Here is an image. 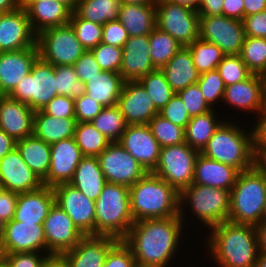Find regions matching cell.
<instances>
[{"instance_id": "cell-1", "label": "cell", "mask_w": 266, "mask_h": 267, "mask_svg": "<svg viewBox=\"0 0 266 267\" xmlns=\"http://www.w3.org/2000/svg\"><path fill=\"white\" fill-rule=\"evenodd\" d=\"M183 217L180 208V216L133 223L123 241L130 247L138 267L168 266L179 244Z\"/></svg>"}, {"instance_id": "cell-2", "label": "cell", "mask_w": 266, "mask_h": 267, "mask_svg": "<svg viewBox=\"0 0 266 267\" xmlns=\"http://www.w3.org/2000/svg\"><path fill=\"white\" fill-rule=\"evenodd\" d=\"M208 249L220 267H253L259 253L256 227L222 222L210 228Z\"/></svg>"}, {"instance_id": "cell-3", "label": "cell", "mask_w": 266, "mask_h": 267, "mask_svg": "<svg viewBox=\"0 0 266 267\" xmlns=\"http://www.w3.org/2000/svg\"><path fill=\"white\" fill-rule=\"evenodd\" d=\"M180 193L165 180L147 172L129 188L130 212L134 222L180 216Z\"/></svg>"}, {"instance_id": "cell-4", "label": "cell", "mask_w": 266, "mask_h": 267, "mask_svg": "<svg viewBox=\"0 0 266 267\" xmlns=\"http://www.w3.org/2000/svg\"><path fill=\"white\" fill-rule=\"evenodd\" d=\"M265 203L264 176L254 166L239 172L230 191L228 221L256 226L265 218Z\"/></svg>"}, {"instance_id": "cell-5", "label": "cell", "mask_w": 266, "mask_h": 267, "mask_svg": "<svg viewBox=\"0 0 266 267\" xmlns=\"http://www.w3.org/2000/svg\"><path fill=\"white\" fill-rule=\"evenodd\" d=\"M129 201V187L107 182L95 201L94 235L123 240L134 223Z\"/></svg>"}, {"instance_id": "cell-6", "label": "cell", "mask_w": 266, "mask_h": 267, "mask_svg": "<svg viewBox=\"0 0 266 267\" xmlns=\"http://www.w3.org/2000/svg\"><path fill=\"white\" fill-rule=\"evenodd\" d=\"M201 154L212 160L236 168L239 172L254 166L253 133L231 124L222 122L215 130Z\"/></svg>"}, {"instance_id": "cell-7", "label": "cell", "mask_w": 266, "mask_h": 267, "mask_svg": "<svg viewBox=\"0 0 266 267\" xmlns=\"http://www.w3.org/2000/svg\"><path fill=\"white\" fill-rule=\"evenodd\" d=\"M57 95L55 66L40 57L9 94L11 98L27 104L34 112L42 110Z\"/></svg>"}, {"instance_id": "cell-8", "label": "cell", "mask_w": 266, "mask_h": 267, "mask_svg": "<svg viewBox=\"0 0 266 267\" xmlns=\"http://www.w3.org/2000/svg\"><path fill=\"white\" fill-rule=\"evenodd\" d=\"M180 208L189 202L194 214L209 228L228 221L230 191L192 183L180 192ZM185 201V202H184Z\"/></svg>"}, {"instance_id": "cell-9", "label": "cell", "mask_w": 266, "mask_h": 267, "mask_svg": "<svg viewBox=\"0 0 266 267\" xmlns=\"http://www.w3.org/2000/svg\"><path fill=\"white\" fill-rule=\"evenodd\" d=\"M36 44L39 57L53 66L74 65L86 51L69 23L43 30Z\"/></svg>"}, {"instance_id": "cell-10", "label": "cell", "mask_w": 266, "mask_h": 267, "mask_svg": "<svg viewBox=\"0 0 266 267\" xmlns=\"http://www.w3.org/2000/svg\"><path fill=\"white\" fill-rule=\"evenodd\" d=\"M199 153L186 142L161 147L158 164L152 173L180 193L193 183L195 162Z\"/></svg>"}, {"instance_id": "cell-11", "label": "cell", "mask_w": 266, "mask_h": 267, "mask_svg": "<svg viewBox=\"0 0 266 267\" xmlns=\"http://www.w3.org/2000/svg\"><path fill=\"white\" fill-rule=\"evenodd\" d=\"M156 27L167 32L182 46L199 39V14L168 0H156Z\"/></svg>"}, {"instance_id": "cell-12", "label": "cell", "mask_w": 266, "mask_h": 267, "mask_svg": "<svg viewBox=\"0 0 266 267\" xmlns=\"http://www.w3.org/2000/svg\"><path fill=\"white\" fill-rule=\"evenodd\" d=\"M245 37L240 20L223 15L199 16V38L217 45L225 55H239Z\"/></svg>"}, {"instance_id": "cell-13", "label": "cell", "mask_w": 266, "mask_h": 267, "mask_svg": "<svg viewBox=\"0 0 266 267\" xmlns=\"http://www.w3.org/2000/svg\"><path fill=\"white\" fill-rule=\"evenodd\" d=\"M98 160L108 183L130 188L147 173L118 142H111L98 156Z\"/></svg>"}, {"instance_id": "cell-14", "label": "cell", "mask_w": 266, "mask_h": 267, "mask_svg": "<svg viewBox=\"0 0 266 267\" xmlns=\"http://www.w3.org/2000/svg\"><path fill=\"white\" fill-rule=\"evenodd\" d=\"M55 203L71 218L77 229L84 235H94L95 201L86 197L69 183L53 187Z\"/></svg>"}, {"instance_id": "cell-15", "label": "cell", "mask_w": 266, "mask_h": 267, "mask_svg": "<svg viewBox=\"0 0 266 267\" xmlns=\"http://www.w3.org/2000/svg\"><path fill=\"white\" fill-rule=\"evenodd\" d=\"M43 226L48 255L71 250L84 236L57 203L50 208Z\"/></svg>"}, {"instance_id": "cell-16", "label": "cell", "mask_w": 266, "mask_h": 267, "mask_svg": "<svg viewBox=\"0 0 266 267\" xmlns=\"http://www.w3.org/2000/svg\"><path fill=\"white\" fill-rule=\"evenodd\" d=\"M0 248L2 253H41V249L48 253L43 224L23 223L12 219L5 223Z\"/></svg>"}, {"instance_id": "cell-17", "label": "cell", "mask_w": 266, "mask_h": 267, "mask_svg": "<svg viewBox=\"0 0 266 267\" xmlns=\"http://www.w3.org/2000/svg\"><path fill=\"white\" fill-rule=\"evenodd\" d=\"M118 143L147 171L158 164L161 146L147 124L127 125Z\"/></svg>"}, {"instance_id": "cell-18", "label": "cell", "mask_w": 266, "mask_h": 267, "mask_svg": "<svg viewBox=\"0 0 266 267\" xmlns=\"http://www.w3.org/2000/svg\"><path fill=\"white\" fill-rule=\"evenodd\" d=\"M36 39L25 8L0 14V52L37 47Z\"/></svg>"}, {"instance_id": "cell-19", "label": "cell", "mask_w": 266, "mask_h": 267, "mask_svg": "<svg viewBox=\"0 0 266 267\" xmlns=\"http://www.w3.org/2000/svg\"><path fill=\"white\" fill-rule=\"evenodd\" d=\"M117 106L127 125L148 124L159 111L138 81H125Z\"/></svg>"}, {"instance_id": "cell-20", "label": "cell", "mask_w": 266, "mask_h": 267, "mask_svg": "<svg viewBox=\"0 0 266 267\" xmlns=\"http://www.w3.org/2000/svg\"><path fill=\"white\" fill-rule=\"evenodd\" d=\"M50 149L49 172L43 180V184L48 187H54L58 184L69 183L83 157L74 137L53 143L50 145Z\"/></svg>"}, {"instance_id": "cell-21", "label": "cell", "mask_w": 266, "mask_h": 267, "mask_svg": "<svg viewBox=\"0 0 266 267\" xmlns=\"http://www.w3.org/2000/svg\"><path fill=\"white\" fill-rule=\"evenodd\" d=\"M43 181L23 161L17 148L0 160V187L25 193L42 187Z\"/></svg>"}, {"instance_id": "cell-22", "label": "cell", "mask_w": 266, "mask_h": 267, "mask_svg": "<svg viewBox=\"0 0 266 267\" xmlns=\"http://www.w3.org/2000/svg\"><path fill=\"white\" fill-rule=\"evenodd\" d=\"M38 57V47L0 52V95H9Z\"/></svg>"}, {"instance_id": "cell-23", "label": "cell", "mask_w": 266, "mask_h": 267, "mask_svg": "<svg viewBox=\"0 0 266 267\" xmlns=\"http://www.w3.org/2000/svg\"><path fill=\"white\" fill-rule=\"evenodd\" d=\"M122 49L119 73L124 81H138L157 69L150 57L149 35L129 37Z\"/></svg>"}, {"instance_id": "cell-24", "label": "cell", "mask_w": 266, "mask_h": 267, "mask_svg": "<svg viewBox=\"0 0 266 267\" xmlns=\"http://www.w3.org/2000/svg\"><path fill=\"white\" fill-rule=\"evenodd\" d=\"M34 113L27 104L0 95V129L15 141L33 135Z\"/></svg>"}, {"instance_id": "cell-25", "label": "cell", "mask_w": 266, "mask_h": 267, "mask_svg": "<svg viewBox=\"0 0 266 267\" xmlns=\"http://www.w3.org/2000/svg\"><path fill=\"white\" fill-rule=\"evenodd\" d=\"M117 241L111 236L86 235L62 255L70 267H102L109 249Z\"/></svg>"}, {"instance_id": "cell-26", "label": "cell", "mask_w": 266, "mask_h": 267, "mask_svg": "<svg viewBox=\"0 0 266 267\" xmlns=\"http://www.w3.org/2000/svg\"><path fill=\"white\" fill-rule=\"evenodd\" d=\"M224 102L245 111H257L266 106L263 75L252 74L246 80L225 86Z\"/></svg>"}, {"instance_id": "cell-27", "label": "cell", "mask_w": 266, "mask_h": 267, "mask_svg": "<svg viewBox=\"0 0 266 267\" xmlns=\"http://www.w3.org/2000/svg\"><path fill=\"white\" fill-rule=\"evenodd\" d=\"M54 203L53 187L43 185L36 190L19 193L14 220L23 223L44 224V220Z\"/></svg>"}, {"instance_id": "cell-28", "label": "cell", "mask_w": 266, "mask_h": 267, "mask_svg": "<svg viewBox=\"0 0 266 267\" xmlns=\"http://www.w3.org/2000/svg\"><path fill=\"white\" fill-rule=\"evenodd\" d=\"M21 7L26 9L36 35L45 29L68 24L72 13L65 4L56 0L21 2Z\"/></svg>"}, {"instance_id": "cell-29", "label": "cell", "mask_w": 266, "mask_h": 267, "mask_svg": "<svg viewBox=\"0 0 266 267\" xmlns=\"http://www.w3.org/2000/svg\"><path fill=\"white\" fill-rule=\"evenodd\" d=\"M238 174L236 168L199 153L195 162L193 183L231 191Z\"/></svg>"}, {"instance_id": "cell-30", "label": "cell", "mask_w": 266, "mask_h": 267, "mask_svg": "<svg viewBox=\"0 0 266 267\" xmlns=\"http://www.w3.org/2000/svg\"><path fill=\"white\" fill-rule=\"evenodd\" d=\"M161 71L176 93L189 85L195 84L200 78V73L194 66L191 52L187 46H182L161 68Z\"/></svg>"}, {"instance_id": "cell-31", "label": "cell", "mask_w": 266, "mask_h": 267, "mask_svg": "<svg viewBox=\"0 0 266 267\" xmlns=\"http://www.w3.org/2000/svg\"><path fill=\"white\" fill-rule=\"evenodd\" d=\"M118 20L129 37L149 35L156 27V5L121 3Z\"/></svg>"}, {"instance_id": "cell-32", "label": "cell", "mask_w": 266, "mask_h": 267, "mask_svg": "<svg viewBox=\"0 0 266 267\" xmlns=\"http://www.w3.org/2000/svg\"><path fill=\"white\" fill-rule=\"evenodd\" d=\"M107 183L98 157L83 156L69 182L89 199L96 201Z\"/></svg>"}, {"instance_id": "cell-33", "label": "cell", "mask_w": 266, "mask_h": 267, "mask_svg": "<svg viewBox=\"0 0 266 267\" xmlns=\"http://www.w3.org/2000/svg\"><path fill=\"white\" fill-rule=\"evenodd\" d=\"M77 123L75 117H54L39 110L34 113L33 134L51 145L74 137Z\"/></svg>"}, {"instance_id": "cell-34", "label": "cell", "mask_w": 266, "mask_h": 267, "mask_svg": "<svg viewBox=\"0 0 266 267\" xmlns=\"http://www.w3.org/2000/svg\"><path fill=\"white\" fill-rule=\"evenodd\" d=\"M120 73L101 71L85 82L86 94L104 107L117 105L124 85Z\"/></svg>"}, {"instance_id": "cell-35", "label": "cell", "mask_w": 266, "mask_h": 267, "mask_svg": "<svg viewBox=\"0 0 266 267\" xmlns=\"http://www.w3.org/2000/svg\"><path fill=\"white\" fill-rule=\"evenodd\" d=\"M16 148L27 166L43 181L49 172L51 160L50 144L33 134L16 141Z\"/></svg>"}, {"instance_id": "cell-36", "label": "cell", "mask_w": 266, "mask_h": 267, "mask_svg": "<svg viewBox=\"0 0 266 267\" xmlns=\"http://www.w3.org/2000/svg\"><path fill=\"white\" fill-rule=\"evenodd\" d=\"M221 123L222 121L219 119L216 120L213 109L207 113L191 117L185 128V142L192 149L201 153Z\"/></svg>"}, {"instance_id": "cell-37", "label": "cell", "mask_w": 266, "mask_h": 267, "mask_svg": "<svg viewBox=\"0 0 266 267\" xmlns=\"http://www.w3.org/2000/svg\"><path fill=\"white\" fill-rule=\"evenodd\" d=\"M120 0H78L74 12L82 19L104 25L119 17Z\"/></svg>"}, {"instance_id": "cell-38", "label": "cell", "mask_w": 266, "mask_h": 267, "mask_svg": "<svg viewBox=\"0 0 266 267\" xmlns=\"http://www.w3.org/2000/svg\"><path fill=\"white\" fill-rule=\"evenodd\" d=\"M150 57L153 65L161 69L182 48L170 34L155 27L149 34Z\"/></svg>"}, {"instance_id": "cell-39", "label": "cell", "mask_w": 266, "mask_h": 267, "mask_svg": "<svg viewBox=\"0 0 266 267\" xmlns=\"http://www.w3.org/2000/svg\"><path fill=\"white\" fill-rule=\"evenodd\" d=\"M74 139L83 156L98 157L111 143L91 122H78Z\"/></svg>"}, {"instance_id": "cell-40", "label": "cell", "mask_w": 266, "mask_h": 267, "mask_svg": "<svg viewBox=\"0 0 266 267\" xmlns=\"http://www.w3.org/2000/svg\"><path fill=\"white\" fill-rule=\"evenodd\" d=\"M91 123L110 142H118L127 127L124 116L117 105L104 107Z\"/></svg>"}, {"instance_id": "cell-41", "label": "cell", "mask_w": 266, "mask_h": 267, "mask_svg": "<svg viewBox=\"0 0 266 267\" xmlns=\"http://www.w3.org/2000/svg\"><path fill=\"white\" fill-rule=\"evenodd\" d=\"M187 47L191 52L194 66L200 74L216 70L225 55L217 45L200 38L194 40Z\"/></svg>"}, {"instance_id": "cell-42", "label": "cell", "mask_w": 266, "mask_h": 267, "mask_svg": "<svg viewBox=\"0 0 266 267\" xmlns=\"http://www.w3.org/2000/svg\"><path fill=\"white\" fill-rule=\"evenodd\" d=\"M152 98L156 109L161 110L175 95L161 69L148 73L138 80Z\"/></svg>"}, {"instance_id": "cell-43", "label": "cell", "mask_w": 266, "mask_h": 267, "mask_svg": "<svg viewBox=\"0 0 266 267\" xmlns=\"http://www.w3.org/2000/svg\"><path fill=\"white\" fill-rule=\"evenodd\" d=\"M239 56L253 74L266 72V38L246 36Z\"/></svg>"}, {"instance_id": "cell-44", "label": "cell", "mask_w": 266, "mask_h": 267, "mask_svg": "<svg viewBox=\"0 0 266 267\" xmlns=\"http://www.w3.org/2000/svg\"><path fill=\"white\" fill-rule=\"evenodd\" d=\"M147 125L161 147L185 142V129L173 124L160 114L155 115Z\"/></svg>"}, {"instance_id": "cell-45", "label": "cell", "mask_w": 266, "mask_h": 267, "mask_svg": "<svg viewBox=\"0 0 266 267\" xmlns=\"http://www.w3.org/2000/svg\"><path fill=\"white\" fill-rule=\"evenodd\" d=\"M55 80L58 95L75 99L86 94L85 83L78 79L74 65L55 66Z\"/></svg>"}, {"instance_id": "cell-46", "label": "cell", "mask_w": 266, "mask_h": 267, "mask_svg": "<svg viewBox=\"0 0 266 267\" xmlns=\"http://www.w3.org/2000/svg\"><path fill=\"white\" fill-rule=\"evenodd\" d=\"M69 24L85 50L91 51L102 42L103 25L80 18L71 13Z\"/></svg>"}, {"instance_id": "cell-47", "label": "cell", "mask_w": 266, "mask_h": 267, "mask_svg": "<svg viewBox=\"0 0 266 267\" xmlns=\"http://www.w3.org/2000/svg\"><path fill=\"white\" fill-rule=\"evenodd\" d=\"M216 70L225 86L242 82L253 74L239 55L231 54L224 55Z\"/></svg>"}, {"instance_id": "cell-48", "label": "cell", "mask_w": 266, "mask_h": 267, "mask_svg": "<svg viewBox=\"0 0 266 267\" xmlns=\"http://www.w3.org/2000/svg\"><path fill=\"white\" fill-rule=\"evenodd\" d=\"M91 52L103 71L119 73L123 55V49L121 47L101 42Z\"/></svg>"}, {"instance_id": "cell-49", "label": "cell", "mask_w": 266, "mask_h": 267, "mask_svg": "<svg viewBox=\"0 0 266 267\" xmlns=\"http://www.w3.org/2000/svg\"><path fill=\"white\" fill-rule=\"evenodd\" d=\"M196 83L202 91L206 102L211 107L215 101L223 100L225 85L217 70L200 74V78Z\"/></svg>"}, {"instance_id": "cell-50", "label": "cell", "mask_w": 266, "mask_h": 267, "mask_svg": "<svg viewBox=\"0 0 266 267\" xmlns=\"http://www.w3.org/2000/svg\"><path fill=\"white\" fill-rule=\"evenodd\" d=\"M177 94L182 99L190 117L201 115L214 109L206 102L197 83L178 91Z\"/></svg>"}, {"instance_id": "cell-51", "label": "cell", "mask_w": 266, "mask_h": 267, "mask_svg": "<svg viewBox=\"0 0 266 267\" xmlns=\"http://www.w3.org/2000/svg\"><path fill=\"white\" fill-rule=\"evenodd\" d=\"M102 267H138L130 247L118 240L106 255Z\"/></svg>"}, {"instance_id": "cell-52", "label": "cell", "mask_w": 266, "mask_h": 267, "mask_svg": "<svg viewBox=\"0 0 266 267\" xmlns=\"http://www.w3.org/2000/svg\"><path fill=\"white\" fill-rule=\"evenodd\" d=\"M159 114L173 124L184 129L191 119L182 99L177 93H175L168 103L159 110Z\"/></svg>"}, {"instance_id": "cell-53", "label": "cell", "mask_w": 266, "mask_h": 267, "mask_svg": "<svg viewBox=\"0 0 266 267\" xmlns=\"http://www.w3.org/2000/svg\"><path fill=\"white\" fill-rule=\"evenodd\" d=\"M74 107L77 122H91L104 108L103 105L87 94L75 98Z\"/></svg>"}, {"instance_id": "cell-54", "label": "cell", "mask_w": 266, "mask_h": 267, "mask_svg": "<svg viewBox=\"0 0 266 267\" xmlns=\"http://www.w3.org/2000/svg\"><path fill=\"white\" fill-rule=\"evenodd\" d=\"M2 260L8 267H41L48 256H38V252L2 253Z\"/></svg>"}, {"instance_id": "cell-55", "label": "cell", "mask_w": 266, "mask_h": 267, "mask_svg": "<svg viewBox=\"0 0 266 267\" xmlns=\"http://www.w3.org/2000/svg\"><path fill=\"white\" fill-rule=\"evenodd\" d=\"M128 39L129 34L118 19L103 25V43L123 48Z\"/></svg>"}, {"instance_id": "cell-56", "label": "cell", "mask_w": 266, "mask_h": 267, "mask_svg": "<svg viewBox=\"0 0 266 267\" xmlns=\"http://www.w3.org/2000/svg\"><path fill=\"white\" fill-rule=\"evenodd\" d=\"M42 110L54 117H75L74 99L57 95Z\"/></svg>"}, {"instance_id": "cell-57", "label": "cell", "mask_w": 266, "mask_h": 267, "mask_svg": "<svg viewBox=\"0 0 266 267\" xmlns=\"http://www.w3.org/2000/svg\"><path fill=\"white\" fill-rule=\"evenodd\" d=\"M74 68L78 75V79L86 82L102 71L97 63L95 56L91 51L86 50L82 56L75 62Z\"/></svg>"}, {"instance_id": "cell-58", "label": "cell", "mask_w": 266, "mask_h": 267, "mask_svg": "<svg viewBox=\"0 0 266 267\" xmlns=\"http://www.w3.org/2000/svg\"><path fill=\"white\" fill-rule=\"evenodd\" d=\"M245 36L266 38V10L244 17Z\"/></svg>"}, {"instance_id": "cell-59", "label": "cell", "mask_w": 266, "mask_h": 267, "mask_svg": "<svg viewBox=\"0 0 266 267\" xmlns=\"http://www.w3.org/2000/svg\"><path fill=\"white\" fill-rule=\"evenodd\" d=\"M18 193L0 187V218L5 222L14 219Z\"/></svg>"}, {"instance_id": "cell-60", "label": "cell", "mask_w": 266, "mask_h": 267, "mask_svg": "<svg viewBox=\"0 0 266 267\" xmlns=\"http://www.w3.org/2000/svg\"><path fill=\"white\" fill-rule=\"evenodd\" d=\"M260 118L253 131V151L266 152V106L258 113Z\"/></svg>"}, {"instance_id": "cell-61", "label": "cell", "mask_w": 266, "mask_h": 267, "mask_svg": "<svg viewBox=\"0 0 266 267\" xmlns=\"http://www.w3.org/2000/svg\"><path fill=\"white\" fill-rule=\"evenodd\" d=\"M222 15L242 21L244 19V0H224Z\"/></svg>"}, {"instance_id": "cell-62", "label": "cell", "mask_w": 266, "mask_h": 267, "mask_svg": "<svg viewBox=\"0 0 266 267\" xmlns=\"http://www.w3.org/2000/svg\"><path fill=\"white\" fill-rule=\"evenodd\" d=\"M224 0H200L197 10L199 16L222 15Z\"/></svg>"}, {"instance_id": "cell-63", "label": "cell", "mask_w": 266, "mask_h": 267, "mask_svg": "<svg viewBox=\"0 0 266 267\" xmlns=\"http://www.w3.org/2000/svg\"><path fill=\"white\" fill-rule=\"evenodd\" d=\"M16 148V141L0 129V160Z\"/></svg>"}, {"instance_id": "cell-64", "label": "cell", "mask_w": 266, "mask_h": 267, "mask_svg": "<svg viewBox=\"0 0 266 267\" xmlns=\"http://www.w3.org/2000/svg\"><path fill=\"white\" fill-rule=\"evenodd\" d=\"M266 10V0H244V17Z\"/></svg>"}, {"instance_id": "cell-65", "label": "cell", "mask_w": 266, "mask_h": 267, "mask_svg": "<svg viewBox=\"0 0 266 267\" xmlns=\"http://www.w3.org/2000/svg\"><path fill=\"white\" fill-rule=\"evenodd\" d=\"M41 267H70L68 261L62 254L48 255Z\"/></svg>"}, {"instance_id": "cell-66", "label": "cell", "mask_w": 266, "mask_h": 267, "mask_svg": "<svg viewBox=\"0 0 266 267\" xmlns=\"http://www.w3.org/2000/svg\"><path fill=\"white\" fill-rule=\"evenodd\" d=\"M255 227L258 235L259 251L266 253V218Z\"/></svg>"}, {"instance_id": "cell-67", "label": "cell", "mask_w": 266, "mask_h": 267, "mask_svg": "<svg viewBox=\"0 0 266 267\" xmlns=\"http://www.w3.org/2000/svg\"><path fill=\"white\" fill-rule=\"evenodd\" d=\"M21 7V0H0V14L17 10Z\"/></svg>"}, {"instance_id": "cell-68", "label": "cell", "mask_w": 266, "mask_h": 267, "mask_svg": "<svg viewBox=\"0 0 266 267\" xmlns=\"http://www.w3.org/2000/svg\"><path fill=\"white\" fill-rule=\"evenodd\" d=\"M254 167L266 177V152H254Z\"/></svg>"}, {"instance_id": "cell-69", "label": "cell", "mask_w": 266, "mask_h": 267, "mask_svg": "<svg viewBox=\"0 0 266 267\" xmlns=\"http://www.w3.org/2000/svg\"><path fill=\"white\" fill-rule=\"evenodd\" d=\"M180 6L187 7L191 10L197 11L200 5V0H168Z\"/></svg>"}, {"instance_id": "cell-70", "label": "cell", "mask_w": 266, "mask_h": 267, "mask_svg": "<svg viewBox=\"0 0 266 267\" xmlns=\"http://www.w3.org/2000/svg\"><path fill=\"white\" fill-rule=\"evenodd\" d=\"M253 267H266V253L259 251Z\"/></svg>"}, {"instance_id": "cell-71", "label": "cell", "mask_w": 266, "mask_h": 267, "mask_svg": "<svg viewBox=\"0 0 266 267\" xmlns=\"http://www.w3.org/2000/svg\"><path fill=\"white\" fill-rule=\"evenodd\" d=\"M121 3L129 4H156V0H120Z\"/></svg>"}, {"instance_id": "cell-72", "label": "cell", "mask_w": 266, "mask_h": 267, "mask_svg": "<svg viewBox=\"0 0 266 267\" xmlns=\"http://www.w3.org/2000/svg\"><path fill=\"white\" fill-rule=\"evenodd\" d=\"M56 1L65 4L72 12H74L78 2V0H56Z\"/></svg>"}, {"instance_id": "cell-73", "label": "cell", "mask_w": 266, "mask_h": 267, "mask_svg": "<svg viewBox=\"0 0 266 267\" xmlns=\"http://www.w3.org/2000/svg\"><path fill=\"white\" fill-rule=\"evenodd\" d=\"M5 222L0 218V240L3 237Z\"/></svg>"}, {"instance_id": "cell-74", "label": "cell", "mask_w": 266, "mask_h": 267, "mask_svg": "<svg viewBox=\"0 0 266 267\" xmlns=\"http://www.w3.org/2000/svg\"><path fill=\"white\" fill-rule=\"evenodd\" d=\"M38 1H45V0H21V2H38Z\"/></svg>"}, {"instance_id": "cell-75", "label": "cell", "mask_w": 266, "mask_h": 267, "mask_svg": "<svg viewBox=\"0 0 266 267\" xmlns=\"http://www.w3.org/2000/svg\"><path fill=\"white\" fill-rule=\"evenodd\" d=\"M265 93H266V72L263 74Z\"/></svg>"}, {"instance_id": "cell-76", "label": "cell", "mask_w": 266, "mask_h": 267, "mask_svg": "<svg viewBox=\"0 0 266 267\" xmlns=\"http://www.w3.org/2000/svg\"><path fill=\"white\" fill-rule=\"evenodd\" d=\"M0 267H8L3 260H0Z\"/></svg>"}, {"instance_id": "cell-77", "label": "cell", "mask_w": 266, "mask_h": 267, "mask_svg": "<svg viewBox=\"0 0 266 267\" xmlns=\"http://www.w3.org/2000/svg\"><path fill=\"white\" fill-rule=\"evenodd\" d=\"M264 182H265V185H266V177L264 176ZM265 218H266V203H265Z\"/></svg>"}, {"instance_id": "cell-78", "label": "cell", "mask_w": 266, "mask_h": 267, "mask_svg": "<svg viewBox=\"0 0 266 267\" xmlns=\"http://www.w3.org/2000/svg\"><path fill=\"white\" fill-rule=\"evenodd\" d=\"M2 251H1V248H0V260H2Z\"/></svg>"}]
</instances>
